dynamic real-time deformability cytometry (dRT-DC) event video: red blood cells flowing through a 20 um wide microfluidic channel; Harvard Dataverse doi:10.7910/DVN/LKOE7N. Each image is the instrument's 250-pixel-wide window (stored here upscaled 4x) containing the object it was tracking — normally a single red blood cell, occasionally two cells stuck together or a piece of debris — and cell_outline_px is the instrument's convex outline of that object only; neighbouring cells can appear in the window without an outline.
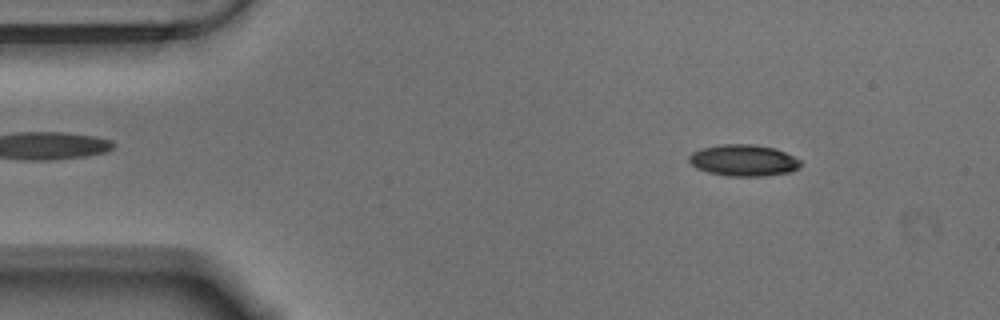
{"species": "Egyptian fruit bat (a non-hibernating species)", "species_latin": "Rousettus aegyptiacus", "temperature_condition": "warm", "stored_images_in_passage": 56, "camera_frame_rate_fps": 3000, "um_per_image_px": 0.085, "animal": {"sex": "male"}, "frame": {"image": 1, "passage_image": 7, "time_ms": 2.0, "image_size_px": [1000, 320], "cell_outline_px": [[804, 164], [800, 168], [788, 172], [764, 176], [728, 176], [708, 172], [696, 168], [688, 160], [688, 156], [692, 152], [700, 148], [720, 144], [752, 144], [776, 148], [800, 160]], "centroid_in_image_um": [63.2, 13.62], "position_along_channel_um": 21.8, "area_um2": 20.63}}
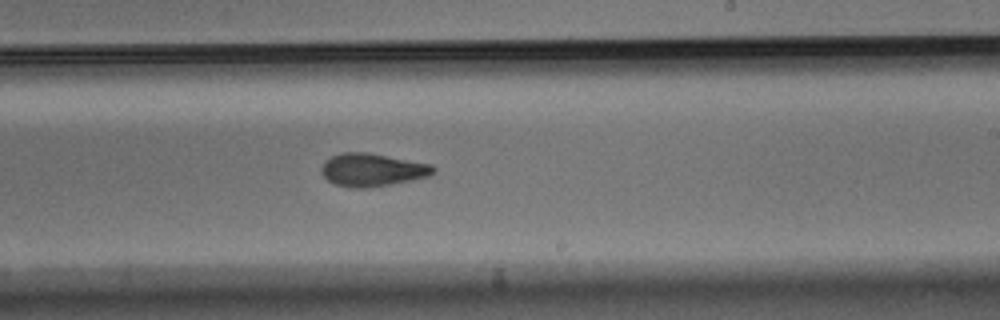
{"frame": {"image": 2, "passage_image": 33, "time_ms": 10.667, "image_size_px": [1000, 320], "cell_outline_px": [[436, 172], [432, 176], [372, 188], [352, 188], [336, 184], [328, 180], [320, 172], [320, 168], [324, 160], [340, 152], [368, 152], [432, 164], [436, 168]], "centroid_in_image_um": [31.66, 14.44], "position_along_channel_um": 257.3, "area_um2": 21.91}}
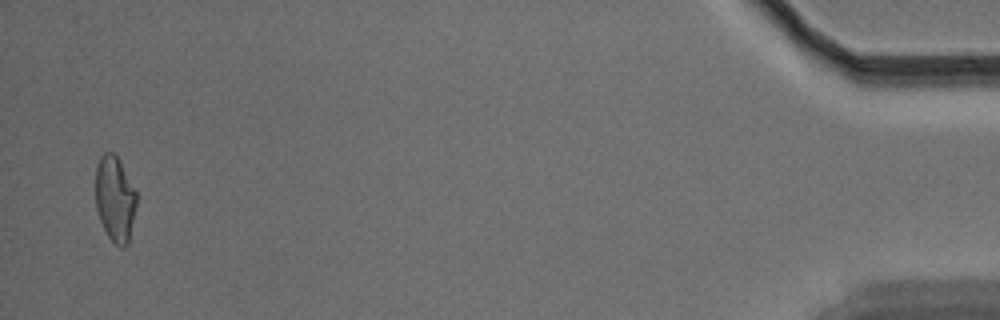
{"frame": {"image": 3, "passage_image": 55, "time_ms": 18.0, "image_size_px": [1000, 320], "cell_outline_px": [[136, 208], [128, 244], [124, 248], [120, 248], [108, 236], [100, 220], [96, 208], [96, 164], [100, 156], [104, 152], [112, 152], [120, 160], [136, 192]], "centroid_in_image_um": [9.77, 16.9], "position_along_channel_um": 425.4, "area_um2": 20.46}, "authors_computed_cell_mechanics": {"area_um2": 20.9236, "velocity_mm_per_s": 3.5256, "shape_relaxation_time_tau1_ms": 7.1079, "shape_relaxation_time_tau2_ms": 3.7601, "deformation_change_tau1": 0.181, "deformation_change_tau2": 0.102}}